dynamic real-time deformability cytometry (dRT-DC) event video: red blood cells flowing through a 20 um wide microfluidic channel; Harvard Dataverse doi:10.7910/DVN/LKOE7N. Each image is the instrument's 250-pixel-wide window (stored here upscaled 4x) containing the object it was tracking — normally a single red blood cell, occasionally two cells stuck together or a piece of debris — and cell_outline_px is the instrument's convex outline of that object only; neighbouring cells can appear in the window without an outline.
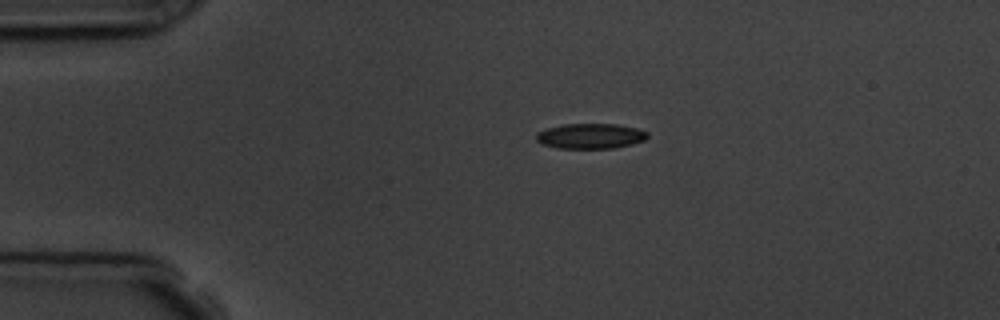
{"species": "common noctule bat (a hibernating species)", "species_latin": "Nyctalus noctula", "temperature_condition": "room temperature", "stored_images_in_passage": 2, "camera_frame_rate_fps": 3000, "um_per_image_px": 0.085, "animal": {"sex": "male", "body_mass_g": 19.5, "forearm_length_mm": 54.6}, "frame": {"image": 1, "passage_image": 1, "time_ms": 0.0, "image_size_px": [1000, 320], "cell_outline_px": [[648, 136], [644, 140], [632, 144], [612, 148], [556, 148], [540, 144], [536, 140], [536, 132], [548, 128], [564, 124], [616, 124], [636, 128], [648, 132]], "centroid_in_image_um": [50.16, 11.57], "position_along_channel_um": 34.8, "area_um2": 16.36}}